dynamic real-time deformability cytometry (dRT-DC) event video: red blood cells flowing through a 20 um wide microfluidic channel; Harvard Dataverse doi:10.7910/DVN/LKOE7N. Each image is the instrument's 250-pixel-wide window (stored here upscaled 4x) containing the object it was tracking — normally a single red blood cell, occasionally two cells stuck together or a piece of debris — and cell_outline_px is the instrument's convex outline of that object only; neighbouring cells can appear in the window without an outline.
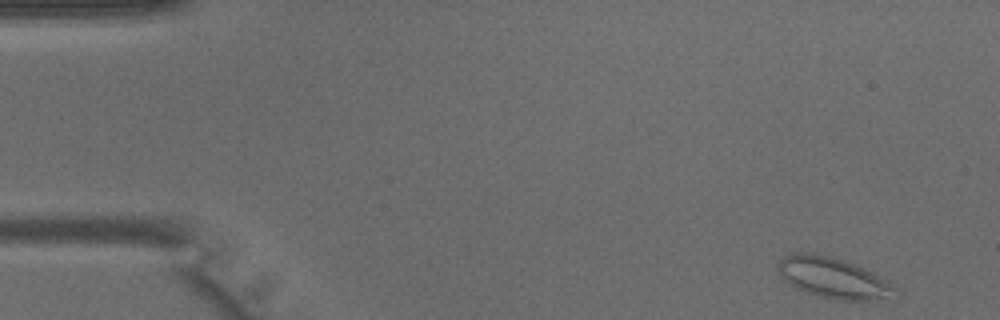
{"species": "common noctule bat (a hibernating species)", "species_latin": "Nyctalus noctula", "temperature_condition": "warm", "stored_images_in_passage": 3, "camera_frame_rate_fps": 3000, "um_per_image_px": 0.085, "animal": {"sex": "male", "body_mass_g": 15.6}, "frame": {"image": 1, "passage_image": 1, "time_ms": 0.0, "image_size_px": [1000, 320], "cell_outline_px": [[900, 296], [872, 300], [836, 300], [816, 296], [796, 288], [788, 284], [776, 272], [776, 264], [784, 256], [792, 252], [812, 252], [832, 256], [856, 264], [888, 280], [900, 292]], "centroid_in_image_um": [70.81, 23.61], "position_along_channel_um": 14.2, "area_um2": 28.61}}